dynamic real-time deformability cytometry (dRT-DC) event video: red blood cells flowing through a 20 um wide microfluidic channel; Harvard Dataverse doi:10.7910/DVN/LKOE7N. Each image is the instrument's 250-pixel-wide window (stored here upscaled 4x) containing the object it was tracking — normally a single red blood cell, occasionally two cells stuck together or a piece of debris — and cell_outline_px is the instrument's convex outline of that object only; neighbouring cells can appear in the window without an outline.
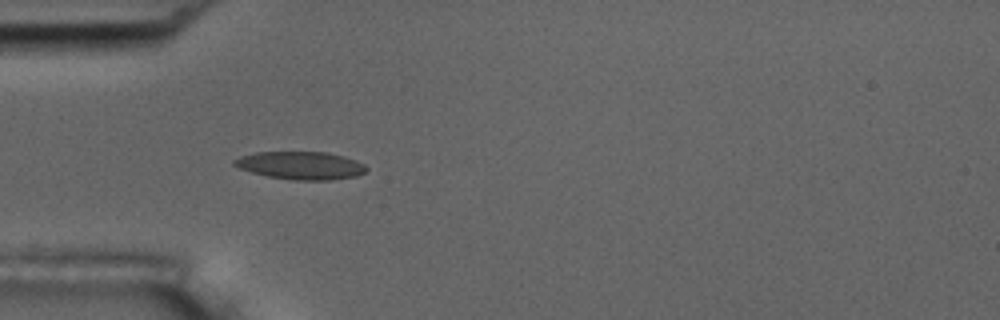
{"species": "common noctule bat (a hibernating species)", "species_latin": "Nyctalus noctula", "temperature_condition": "room temperature", "stored_images_in_passage": 26, "camera_frame_rate_fps": 3000, "um_per_image_px": 0.085, "animal": {"sex": "male", "body_mass_g": 17.5, "forearm_length_mm": 52.3}, "frame": {"image": 1, "passage_image": 5, "time_ms": 1.333, "image_size_px": [1000, 320], "cell_outline_px": [[368, 168], [364, 172], [356, 176], [328, 180], [292, 180], [268, 176], [252, 172], [240, 168], [232, 164], [232, 160], [240, 156], [256, 152], [324, 152], [344, 156], [356, 160], [364, 164]], "centroid_in_image_um": [25.55, 14.06], "position_along_channel_um": 59.4, "area_um2": 21.39}}
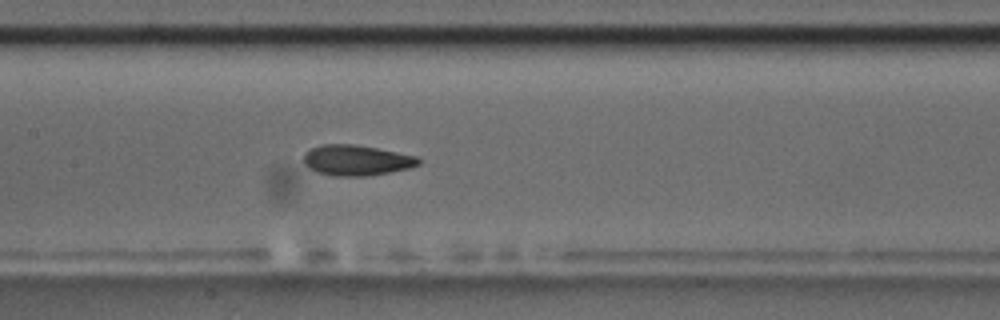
{"frame": {"image": 2, "passage_image": 15, "time_ms": 4.667, "image_size_px": [1000, 320], "cell_outline_px": [[420, 164], [408, 168], [368, 176], [332, 176], [316, 172], [308, 168], [304, 164], [304, 152], [312, 148], [324, 144], [356, 144], [416, 156], [420, 160]], "centroid_in_image_um": [30.25, 13.62], "position_along_channel_um": 177.1, "area_um2": 20.4}}